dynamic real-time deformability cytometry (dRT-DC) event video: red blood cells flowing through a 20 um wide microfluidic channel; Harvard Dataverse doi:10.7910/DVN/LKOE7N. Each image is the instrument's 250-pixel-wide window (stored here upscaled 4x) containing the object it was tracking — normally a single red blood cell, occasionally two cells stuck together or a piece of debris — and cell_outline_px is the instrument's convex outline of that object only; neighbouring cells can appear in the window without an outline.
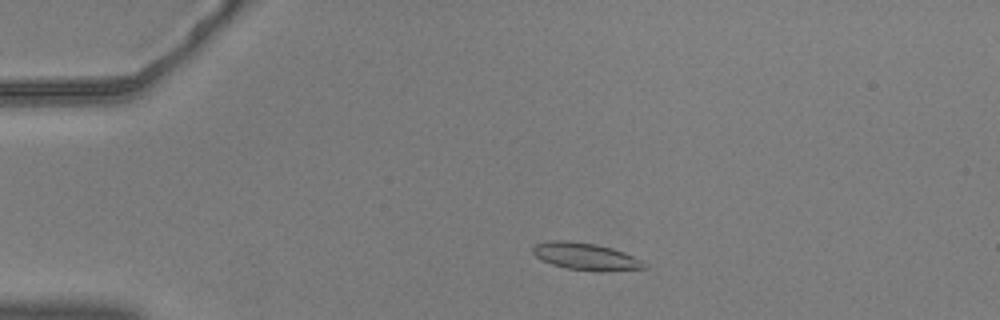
{"species": "common noctule bat (a hibernating species)", "species_latin": "Nyctalus noctula", "temperature_condition": "warm", "stored_images_in_passage": 46, "camera_frame_rate_fps": 3000, "um_per_image_px": 0.085, "animal": {"sex": "male", "body_mass_g": 20.5, "forearm_length_mm": 52.5}, "frame": {"image": 1, "passage_image": 2, "time_ms": 0.333, "image_size_px": [1000, 320], "cell_outline_px": [[648, 268], [604, 272], [596, 272], [568, 268], [552, 264], [536, 256], [532, 252], [532, 248], [536, 244], [548, 240], [568, 240], [596, 244], [612, 248], [624, 252], [640, 260]], "centroid_in_image_um": [49.78, 21.8], "position_along_channel_um": 35.2, "area_um2": 17.63}}
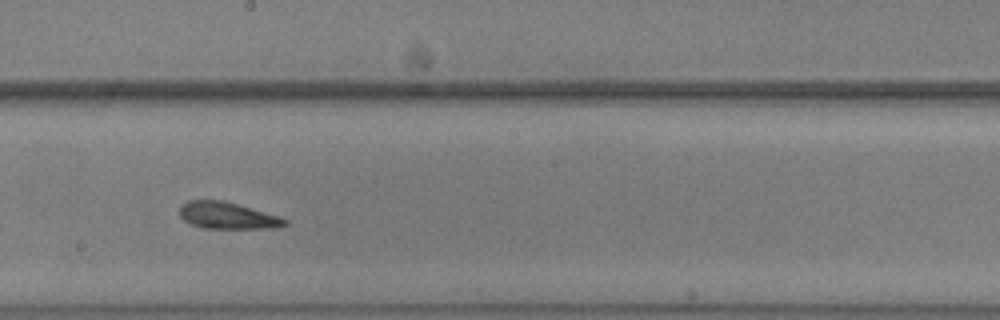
{"frame": {"image": 2, "passage_image": 22, "time_ms": 7.0, "image_size_px": [1000, 320], "cell_outline_px": [[288, 224], [276, 228], [204, 228], [188, 224], [180, 216], [180, 208], [188, 200], [224, 200], [280, 216], [288, 220]], "centroid_in_image_um": [19.35, 18.33], "position_along_channel_um": 228.8, "area_um2": 16.47}}
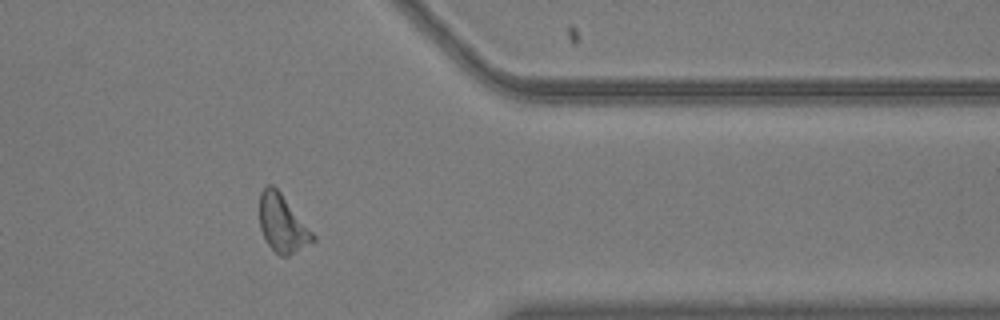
{"frame": {"image": 3, "passage_image": 36, "time_ms": 11.667, "image_size_px": [1000, 320], "cell_outline_px": [[316, 240], [288, 256], [280, 256], [268, 244], [260, 228], [260, 192], [268, 184], [272, 184], [280, 192], [316, 236]], "centroid_in_image_um": [24.01, 19.0], "position_along_channel_um": 387.4, "area_um2": 17.57}, "authors_computed_cell_mechanics": {"area_um2": 17.2244, "velocity_mm_per_s": 3.6356, "shape_relaxation_time_tau1_ms": null, "shape_relaxation_time_tau2_ms": 1.6033, "deformation_change_tau1": null, "deformation_change_tau2": 0.1012}}